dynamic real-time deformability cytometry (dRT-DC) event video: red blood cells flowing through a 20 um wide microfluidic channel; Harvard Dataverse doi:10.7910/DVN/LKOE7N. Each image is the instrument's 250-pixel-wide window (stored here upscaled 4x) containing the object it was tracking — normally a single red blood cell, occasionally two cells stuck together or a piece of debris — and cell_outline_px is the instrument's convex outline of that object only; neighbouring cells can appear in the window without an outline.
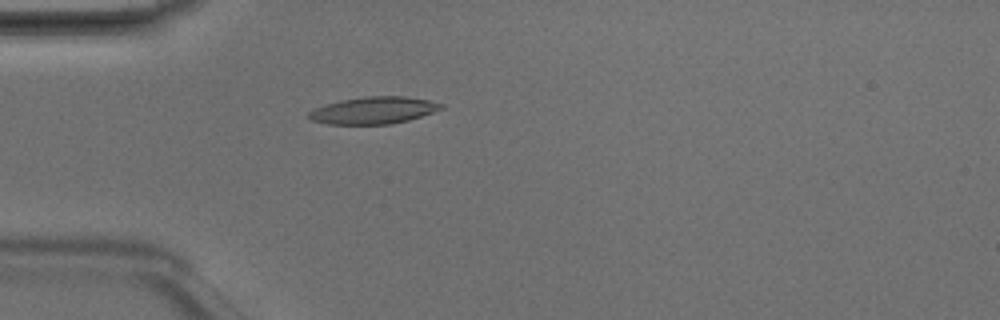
{"species": "Egyptian fruit bat (a non-hibernating species)", "species_latin": "Rousettus aegyptiacus", "temperature_condition": "room temperature", "stored_images_in_passage": 4, "camera_frame_rate_fps": 3000, "um_per_image_px": 0.085, "animal": {"sex": "male"}, "frame": {"image": 1, "passage_image": 4, "time_ms": 1.0, "image_size_px": [1000, 320], "cell_outline_px": [[444, 108], [408, 120], [388, 124], [328, 124], [312, 120], [308, 116], [308, 112], [316, 108], [340, 100], [364, 96], [404, 96], [428, 100], [444, 104]], "centroid_in_image_um": [31.76, 9.37], "position_along_channel_um": 53.2, "area_um2": 20.63}}